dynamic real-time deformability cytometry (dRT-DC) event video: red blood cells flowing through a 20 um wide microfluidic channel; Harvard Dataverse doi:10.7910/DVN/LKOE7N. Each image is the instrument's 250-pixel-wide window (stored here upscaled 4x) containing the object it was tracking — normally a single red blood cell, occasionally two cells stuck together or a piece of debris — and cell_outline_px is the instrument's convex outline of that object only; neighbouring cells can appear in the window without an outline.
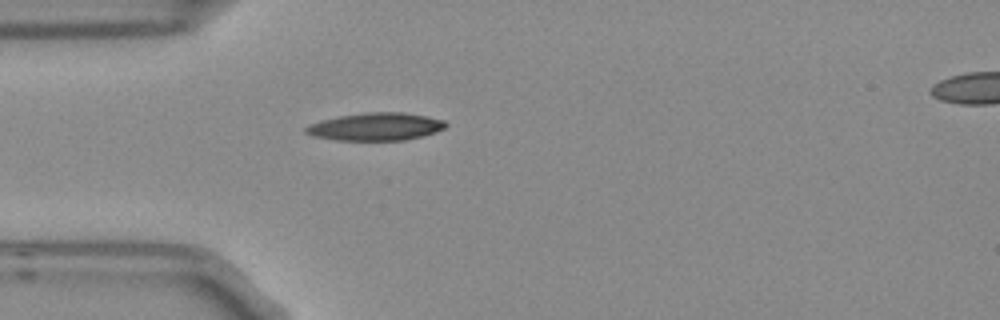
{"species": "Egyptian fruit bat (a non-hibernating species)", "species_latin": "Rousettus aegyptiacus", "temperature_condition": "room temperature", "stored_images_in_passage": 1, "camera_frame_rate_fps": 3000, "um_per_image_px": 0.085, "frame": {"image": 1, "passage_image": 1, "time_ms": 0.0, "image_size_px": [1000, 320], "cell_outline_px": [[448, 124], [444, 128], [436, 132], [404, 140], [336, 140], [312, 136], [304, 132], [304, 128], [308, 124], [320, 120], [340, 116], [368, 112], [404, 112], [444, 120]], "centroid_in_image_um": [31.89, 10.76], "position_along_channel_um": 53.1, "area_um2": 22.54}}